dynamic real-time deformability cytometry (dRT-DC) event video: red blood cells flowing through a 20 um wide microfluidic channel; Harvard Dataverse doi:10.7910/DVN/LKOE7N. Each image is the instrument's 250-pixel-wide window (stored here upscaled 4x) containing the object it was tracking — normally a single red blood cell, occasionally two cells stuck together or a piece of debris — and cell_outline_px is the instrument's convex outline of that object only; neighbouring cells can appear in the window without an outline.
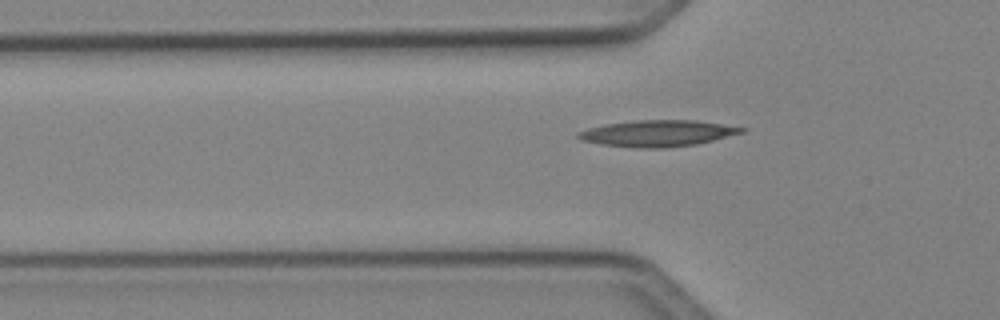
{"species": "Egyptian fruit bat (a non-hibernating species)", "species_latin": "Rousettus aegyptiacus", "temperature_condition": "cold", "stored_images_in_passage": 32, "camera_frame_rate_fps": 3000, "um_per_image_px": 0.085, "animal": {"sex": "female"}, "frame": {"image": 1, "passage_image": 4, "time_ms": 1.0, "image_size_px": [1000, 320], "cell_outline_px": [[748, 128], [744, 132], [696, 144], [668, 148], [640, 148], [600, 144], [580, 140], [576, 136], [576, 132], [588, 128], [604, 124], [636, 120], [696, 120]], "centroid_in_image_um": [55.86, 11.33], "position_along_channel_um": 69.9, "area_um2": 25.14}}
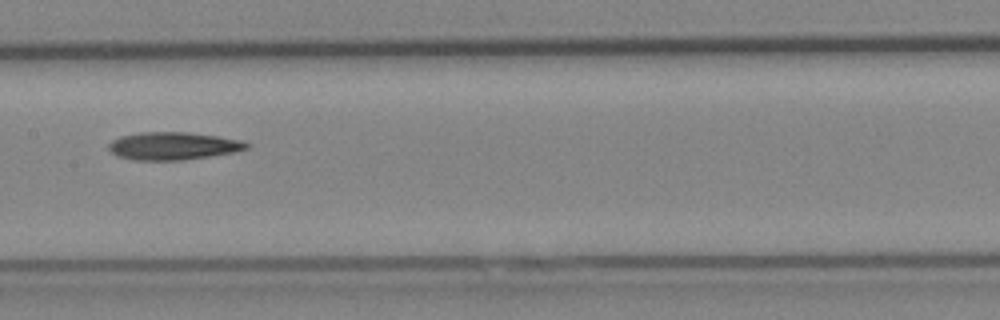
{"frame": {"image": 2, "passage_image": 13, "time_ms": 4.0, "image_size_px": [1000, 320], "cell_outline_px": [[252, 144], [248, 148], [236, 152], [180, 160], [136, 160], [120, 156], [112, 152], [108, 148], [108, 144], [112, 140], [120, 136], [140, 132], [188, 132], [216, 136], [240, 140]], "centroid_in_image_um": [14.73, 12.39], "position_along_channel_um": 192.7, "area_um2": 22.14}}
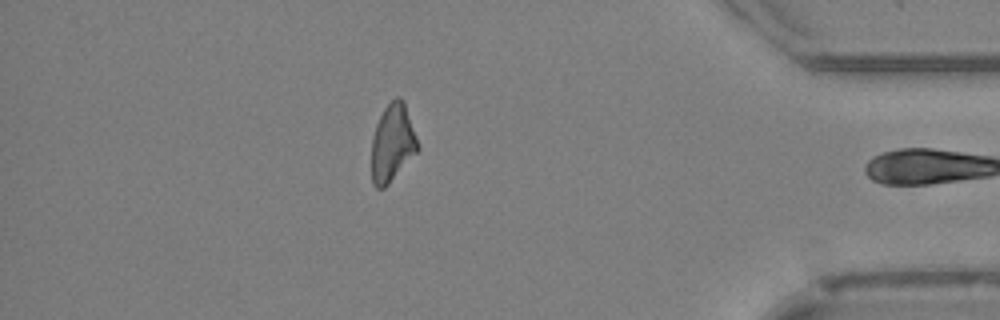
{"frame": {"image": 3, "passage_image": 31, "time_ms": 10.0, "image_size_px": [1000, 320], "cell_outline_px": [[420, 148], [388, 184], [384, 188], [376, 188], [372, 184], [372, 136], [376, 124], [384, 108], [396, 96], [400, 96], [404, 100]], "centroid_in_image_um": [33.35, 12.13], "position_along_channel_um": 401.8, "area_um2": 20.75}}